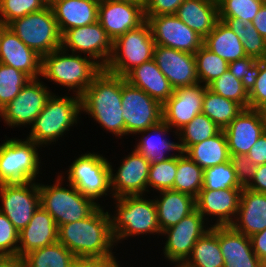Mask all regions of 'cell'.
Listing matches in <instances>:
<instances>
[{
  "instance_id": "obj_24",
  "label": "cell",
  "mask_w": 266,
  "mask_h": 267,
  "mask_svg": "<svg viewBox=\"0 0 266 267\" xmlns=\"http://www.w3.org/2000/svg\"><path fill=\"white\" fill-rule=\"evenodd\" d=\"M58 241V227L50 213L41 206L25 228L19 232L18 255L23 257L33 250Z\"/></svg>"
},
{
  "instance_id": "obj_15",
  "label": "cell",
  "mask_w": 266,
  "mask_h": 267,
  "mask_svg": "<svg viewBox=\"0 0 266 267\" xmlns=\"http://www.w3.org/2000/svg\"><path fill=\"white\" fill-rule=\"evenodd\" d=\"M0 212L20 232L40 206L38 182L0 184Z\"/></svg>"
},
{
  "instance_id": "obj_8",
  "label": "cell",
  "mask_w": 266,
  "mask_h": 267,
  "mask_svg": "<svg viewBox=\"0 0 266 267\" xmlns=\"http://www.w3.org/2000/svg\"><path fill=\"white\" fill-rule=\"evenodd\" d=\"M155 45L150 26L145 20L113 41L112 55L104 69L124 77L134 67L153 59Z\"/></svg>"
},
{
  "instance_id": "obj_36",
  "label": "cell",
  "mask_w": 266,
  "mask_h": 267,
  "mask_svg": "<svg viewBox=\"0 0 266 267\" xmlns=\"http://www.w3.org/2000/svg\"><path fill=\"white\" fill-rule=\"evenodd\" d=\"M204 170L183 152L177 155V171L172 190L196 198L203 188Z\"/></svg>"
},
{
  "instance_id": "obj_44",
  "label": "cell",
  "mask_w": 266,
  "mask_h": 267,
  "mask_svg": "<svg viewBox=\"0 0 266 267\" xmlns=\"http://www.w3.org/2000/svg\"><path fill=\"white\" fill-rule=\"evenodd\" d=\"M177 171V156H172L166 161L151 163L148 176V188L156 192L172 190Z\"/></svg>"
},
{
  "instance_id": "obj_23",
  "label": "cell",
  "mask_w": 266,
  "mask_h": 267,
  "mask_svg": "<svg viewBox=\"0 0 266 267\" xmlns=\"http://www.w3.org/2000/svg\"><path fill=\"white\" fill-rule=\"evenodd\" d=\"M0 63L14 67L31 79L41 77L42 57L27 47L9 27L3 30L0 38Z\"/></svg>"
},
{
  "instance_id": "obj_5",
  "label": "cell",
  "mask_w": 266,
  "mask_h": 267,
  "mask_svg": "<svg viewBox=\"0 0 266 267\" xmlns=\"http://www.w3.org/2000/svg\"><path fill=\"white\" fill-rule=\"evenodd\" d=\"M102 70L93 59L59 48L42 57L41 77L81 96Z\"/></svg>"
},
{
  "instance_id": "obj_2",
  "label": "cell",
  "mask_w": 266,
  "mask_h": 267,
  "mask_svg": "<svg viewBox=\"0 0 266 267\" xmlns=\"http://www.w3.org/2000/svg\"><path fill=\"white\" fill-rule=\"evenodd\" d=\"M81 97V111L91 116L101 128L122 139L125 123L122 107V76L103 69Z\"/></svg>"
},
{
  "instance_id": "obj_58",
  "label": "cell",
  "mask_w": 266,
  "mask_h": 267,
  "mask_svg": "<svg viewBox=\"0 0 266 267\" xmlns=\"http://www.w3.org/2000/svg\"><path fill=\"white\" fill-rule=\"evenodd\" d=\"M113 1L130 2V3L141 5L143 8L146 3V0H113Z\"/></svg>"
},
{
  "instance_id": "obj_41",
  "label": "cell",
  "mask_w": 266,
  "mask_h": 267,
  "mask_svg": "<svg viewBox=\"0 0 266 267\" xmlns=\"http://www.w3.org/2000/svg\"><path fill=\"white\" fill-rule=\"evenodd\" d=\"M207 88L215 94L235 101L244 109L249 108V93L244 88L242 81L233 76L229 69L209 83Z\"/></svg>"
},
{
  "instance_id": "obj_11",
  "label": "cell",
  "mask_w": 266,
  "mask_h": 267,
  "mask_svg": "<svg viewBox=\"0 0 266 267\" xmlns=\"http://www.w3.org/2000/svg\"><path fill=\"white\" fill-rule=\"evenodd\" d=\"M122 107L125 135L145 131L163 120L162 104L122 76Z\"/></svg>"
},
{
  "instance_id": "obj_31",
  "label": "cell",
  "mask_w": 266,
  "mask_h": 267,
  "mask_svg": "<svg viewBox=\"0 0 266 267\" xmlns=\"http://www.w3.org/2000/svg\"><path fill=\"white\" fill-rule=\"evenodd\" d=\"M175 15L204 39L219 20L218 3L211 0H185Z\"/></svg>"
},
{
  "instance_id": "obj_45",
  "label": "cell",
  "mask_w": 266,
  "mask_h": 267,
  "mask_svg": "<svg viewBox=\"0 0 266 267\" xmlns=\"http://www.w3.org/2000/svg\"><path fill=\"white\" fill-rule=\"evenodd\" d=\"M264 2L262 0H220L219 18H240L252 22Z\"/></svg>"
},
{
  "instance_id": "obj_1",
  "label": "cell",
  "mask_w": 266,
  "mask_h": 267,
  "mask_svg": "<svg viewBox=\"0 0 266 267\" xmlns=\"http://www.w3.org/2000/svg\"><path fill=\"white\" fill-rule=\"evenodd\" d=\"M104 208L100 205L87 218L60 225L58 241L76 257L116 258L111 217Z\"/></svg>"
},
{
  "instance_id": "obj_26",
  "label": "cell",
  "mask_w": 266,
  "mask_h": 267,
  "mask_svg": "<svg viewBox=\"0 0 266 267\" xmlns=\"http://www.w3.org/2000/svg\"><path fill=\"white\" fill-rule=\"evenodd\" d=\"M231 226L249 237L264 230L266 228V194L243 187L238 213Z\"/></svg>"
},
{
  "instance_id": "obj_64",
  "label": "cell",
  "mask_w": 266,
  "mask_h": 267,
  "mask_svg": "<svg viewBox=\"0 0 266 267\" xmlns=\"http://www.w3.org/2000/svg\"><path fill=\"white\" fill-rule=\"evenodd\" d=\"M211 1H214V2L218 3L220 0H211Z\"/></svg>"
},
{
  "instance_id": "obj_35",
  "label": "cell",
  "mask_w": 266,
  "mask_h": 267,
  "mask_svg": "<svg viewBox=\"0 0 266 267\" xmlns=\"http://www.w3.org/2000/svg\"><path fill=\"white\" fill-rule=\"evenodd\" d=\"M244 108L233 100L215 94L205 87L202 113L224 130Z\"/></svg>"
},
{
  "instance_id": "obj_21",
  "label": "cell",
  "mask_w": 266,
  "mask_h": 267,
  "mask_svg": "<svg viewBox=\"0 0 266 267\" xmlns=\"http://www.w3.org/2000/svg\"><path fill=\"white\" fill-rule=\"evenodd\" d=\"M153 59L174 89L199 83L194 54L155 45Z\"/></svg>"
},
{
  "instance_id": "obj_60",
  "label": "cell",
  "mask_w": 266,
  "mask_h": 267,
  "mask_svg": "<svg viewBox=\"0 0 266 267\" xmlns=\"http://www.w3.org/2000/svg\"><path fill=\"white\" fill-rule=\"evenodd\" d=\"M7 27L1 20H0V38L2 36L3 30Z\"/></svg>"
},
{
  "instance_id": "obj_29",
  "label": "cell",
  "mask_w": 266,
  "mask_h": 267,
  "mask_svg": "<svg viewBox=\"0 0 266 267\" xmlns=\"http://www.w3.org/2000/svg\"><path fill=\"white\" fill-rule=\"evenodd\" d=\"M171 128L162 120L159 124L137 133L141 134L134 149L144 155L151 163H159L177 156L181 152L179 142H173L166 137ZM165 137V138H164ZM167 152V153H166ZM170 152V154H169ZM171 152H178V154ZM170 155V156H169Z\"/></svg>"
},
{
  "instance_id": "obj_59",
  "label": "cell",
  "mask_w": 266,
  "mask_h": 267,
  "mask_svg": "<svg viewBox=\"0 0 266 267\" xmlns=\"http://www.w3.org/2000/svg\"><path fill=\"white\" fill-rule=\"evenodd\" d=\"M260 114H261L262 121H263V131L266 134V108L260 110Z\"/></svg>"
},
{
  "instance_id": "obj_6",
  "label": "cell",
  "mask_w": 266,
  "mask_h": 267,
  "mask_svg": "<svg viewBox=\"0 0 266 267\" xmlns=\"http://www.w3.org/2000/svg\"><path fill=\"white\" fill-rule=\"evenodd\" d=\"M56 176L53 184L38 183L40 206L51 214L57 227L60 225L79 221L90 216L99 206L92 198L84 196L72 184L63 181L62 173Z\"/></svg>"
},
{
  "instance_id": "obj_10",
  "label": "cell",
  "mask_w": 266,
  "mask_h": 267,
  "mask_svg": "<svg viewBox=\"0 0 266 267\" xmlns=\"http://www.w3.org/2000/svg\"><path fill=\"white\" fill-rule=\"evenodd\" d=\"M67 169L66 182L72 184L84 196L92 198L97 204L102 196L107 197L110 194L112 196L110 164L103 155L88 151L75 158Z\"/></svg>"
},
{
  "instance_id": "obj_42",
  "label": "cell",
  "mask_w": 266,
  "mask_h": 267,
  "mask_svg": "<svg viewBox=\"0 0 266 267\" xmlns=\"http://www.w3.org/2000/svg\"><path fill=\"white\" fill-rule=\"evenodd\" d=\"M30 80L27 74L0 63V110L15 99Z\"/></svg>"
},
{
  "instance_id": "obj_18",
  "label": "cell",
  "mask_w": 266,
  "mask_h": 267,
  "mask_svg": "<svg viewBox=\"0 0 266 267\" xmlns=\"http://www.w3.org/2000/svg\"><path fill=\"white\" fill-rule=\"evenodd\" d=\"M205 85L196 83L174 89L173 95L162 105L163 121L176 134L181 128L202 113Z\"/></svg>"
},
{
  "instance_id": "obj_30",
  "label": "cell",
  "mask_w": 266,
  "mask_h": 267,
  "mask_svg": "<svg viewBox=\"0 0 266 267\" xmlns=\"http://www.w3.org/2000/svg\"><path fill=\"white\" fill-rule=\"evenodd\" d=\"M159 193L154 201L161 231L176 225L196 209L195 198L187 193L174 190Z\"/></svg>"
},
{
  "instance_id": "obj_22",
  "label": "cell",
  "mask_w": 266,
  "mask_h": 267,
  "mask_svg": "<svg viewBox=\"0 0 266 267\" xmlns=\"http://www.w3.org/2000/svg\"><path fill=\"white\" fill-rule=\"evenodd\" d=\"M230 155H247L264 133L260 110L247 108L223 130Z\"/></svg>"
},
{
  "instance_id": "obj_46",
  "label": "cell",
  "mask_w": 266,
  "mask_h": 267,
  "mask_svg": "<svg viewBox=\"0 0 266 267\" xmlns=\"http://www.w3.org/2000/svg\"><path fill=\"white\" fill-rule=\"evenodd\" d=\"M46 6L44 0H0V20L8 25L11 21Z\"/></svg>"
},
{
  "instance_id": "obj_38",
  "label": "cell",
  "mask_w": 266,
  "mask_h": 267,
  "mask_svg": "<svg viewBox=\"0 0 266 267\" xmlns=\"http://www.w3.org/2000/svg\"><path fill=\"white\" fill-rule=\"evenodd\" d=\"M224 21L240 38L247 56L257 60L266 59V39L263 38L252 22H244L240 18H219Z\"/></svg>"
},
{
  "instance_id": "obj_55",
  "label": "cell",
  "mask_w": 266,
  "mask_h": 267,
  "mask_svg": "<svg viewBox=\"0 0 266 267\" xmlns=\"http://www.w3.org/2000/svg\"><path fill=\"white\" fill-rule=\"evenodd\" d=\"M252 249L261 262L266 261V228L250 236Z\"/></svg>"
},
{
  "instance_id": "obj_48",
  "label": "cell",
  "mask_w": 266,
  "mask_h": 267,
  "mask_svg": "<svg viewBox=\"0 0 266 267\" xmlns=\"http://www.w3.org/2000/svg\"><path fill=\"white\" fill-rule=\"evenodd\" d=\"M19 231L0 212V255H18Z\"/></svg>"
},
{
  "instance_id": "obj_17",
  "label": "cell",
  "mask_w": 266,
  "mask_h": 267,
  "mask_svg": "<svg viewBox=\"0 0 266 267\" xmlns=\"http://www.w3.org/2000/svg\"><path fill=\"white\" fill-rule=\"evenodd\" d=\"M145 20L156 45L192 54L203 45L204 39L175 14L145 17Z\"/></svg>"
},
{
  "instance_id": "obj_49",
  "label": "cell",
  "mask_w": 266,
  "mask_h": 267,
  "mask_svg": "<svg viewBox=\"0 0 266 267\" xmlns=\"http://www.w3.org/2000/svg\"><path fill=\"white\" fill-rule=\"evenodd\" d=\"M249 93V108L262 110L266 108V59H261V69L254 87Z\"/></svg>"
},
{
  "instance_id": "obj_12",
  "label": "cell",
  "mask_w": 266,
  "mask_h": 267,
  "mask_svg": "<svg viewBox=\"0 0 266 267\" xmlns=\"http://www.w3.org/2000/svg\"><path fill=\"white\" fill-rule=\"evenodd\" d=\"M61 48L69 53H83L104 69L112 55L113 41L99 21H96L66 30L61 35Z\"/></svg>"
},
{
  "instance_id": "obj_54",
  "label": "cell",
  "mask_w": 266,
  "mask_h": 267,
  "mask_svg": "<svg viewBox=\"0 0 266 267\" xmlns=\"http://www.w3.org/2000/svg\"><path fill=\"white\" fill-rule=\"evenodd\" d=\"M245 188L266 194V164L256 166L255 174Z\"/></svg>"
},
{
  "instance_id": "obj_52",
  "label": "cell",
  "mask_w": 266,
  "mask_h": 267,
  "mask_svg": "<svg viewBox=\"0 0 266 267\" xmlns=\"http://www.w3.org/2000/svg\"><path fill=\"white\" fill-rule=\"evenodd\" d=\"M118 258L76 257L71 267H118Z\"/></svg>"
},
{
  "instance_id": "obj_28",
  "label": "cell",
  "mask_w": 266,
  "mask_h": 267,
  "mask_svg": "<svg viewBox=\"0 0 266 267\" xmlns=\"http://www.w3.org/2000/svg\"><path fill=\"white\" fill-rule=\"evenodd\" d=\"M100 0H58L50 5L61 35L68 29L98 21Z\"/></svg>"
},
{
  "instance_id": "obj_33",
  "label": "cell",
  "mask_w": 266,
  "mask_h": 267,
  "mask_svg": "<svg viewBox=\"0 0 266 267\" xmlns=\"http://www.w3.org/2000/svg\"><path fill=\"white\" fill-rule=\"evenodd\" d=\"M184 154L203 170L230 160L227 138L223 130L207 140L190 146Z\"/></svg>"
},
{
  "instance_id": "obj_39",
  "label": "cell",
  "mask_w": 266,
  "mask_h": 267,
  "mask_svg": "<svg viewBox=\"0 0 266 267\" xmlns=\"http://www.w3.org/2000/svg\"><path fill=\"white\" fill-rule=\"evenodd\" d=\"M221 129L205 114H197L192 121L181 128L175 135L181 152L216 135Z\"/></svg>"
},
{
  "instance_id": "obj_16",
  "label": "cell",
  "mask_w": 266,
  "mask_h": 267,
  "mask_svg": "<svg viewBox=\"0 0 266 267\" xmlns=\"http://www.w3.org/2000/svg\"><path fill=\"white\" fill-rule=\"evenodd\" d=\"M110 164V188L112 199L122 196L144 195L148 189V176L151 162L135 149L121 159L118 170ZM114 171V172H113Z\"/></svg>"
},
{
  "instance_id": "obj_50",
  "label": "cell",
  "mask_w": 266,
  "mask_h": 267,
  "mask_svg": "<svg viewBox=\"0 0 266 267\" xmlns=\"http://www.w3.org/2000/svg\"><path fill=\"white\" fill-rule=\"evenodd\" d=\"M229 161L235 170L237 181L242 187H246L255 174L256 165L247 155H230Z\"/></svg>"
},
{
  "instance_id": "obj_9",
  "label": "cell",
  "mask_w": 266,
  "mask_h": 267,
  "mask_svg": "<svg viewBox=\"0 0 266 267\" xmlns=\"http://www.w3.org/2000/svg\"><path fill=\"white\" fill-rule=\"evenodd\" d=\"M7 27L41 57L61 48V33L50 6L17 18Z\"/></svg>"
},
{
  "instance_id": "obj_34",
  "label": "cell",
  "mask_w": 266,
  "mask_h": 267,
  "mask_svg": "<svg viewBox=\"0 0 266 267\" xmlns=\"http://www.w3.org/2000/svg\"><path fill=\"white\" fill-rule=\"evenodd\" d=\"M187 267H224V258L219 246L218 226L211 227L193 246Z\"/></svg>"
},
{
  "instance_id": "obj_7",
  "label": "cell",
  "mask_w": 266,
  "mask_h": 267,
  "mask_svg": "<svg viewBox=\"0 0 266 267\" xmlns=\"http://www.w3.org/2000/svg\"><path fill=\"white\" fill-rule=\"evenodd\" d=\"M5 140L0 144V184L38 180L42 167L38 149L42 147L27 138Z\"/></svg>"
},
{
  "instance_id": "obj_57",
  "label": "cell",
  "mask_w": 266,
  "mask_h": 267,
  "mask_svg": "<svg viewBox=\"0 0 266 267\" xmlns=\"http://www.w3.org/2000/svg\"><path fill=\"white\" fill-rule=\"evenodd\" d=\"M0 267H26V264L19 255H0Z\"/></svg>"
},
{
  "instance_id": "obj_63",
  "label": "cell",
  "mask_w": 266,
  "mask_h": 267,
  "mask_svg": "<svg viewBox=\"0 0 266 267\" xmlns=\"http://www.w3.org/2000/svg\"><path fill=\"white\" fill-rule=\"evenodd\" d=\"M174 267H187L184 264H175Z\"/></svg>"
},
{
  "instance_id": "obj_40",
  "label": "cell",
  "mask_w": 266,
  "mask_h": 267,
  "mask_svg": "<svg viewBox=\"0 0 266 267\" xmlns=\"http://www.w3.org/2000/svg\"><path fill=\"white\" fill-rule=\"evenodd\" d=\"M199 83L207 86L228 69V62L202 45L194 54Z\"/></svg>"
},
{
  "instance_id": "obj_19",
  "label": "cell",
  "mask_w": 266,
  "mask_h": 267,
  "mask_svg": "<svg viewBox=\"0 0 266 267\" xmlns=\"http://www.w3.org/2000/svg\"><path fill=\"white\" fill-rule=\"evenodd\" d=\"M243 188L222 190L201 189L195 198L196 210L208 221L211 227L231 226L237 216L240 196ZM214 223V224H213Z\"/></svg>"
},
{
  "instance_id": "obj_37",
  "label": "cell",
  "mask_w": 266,
  "mask_h": 267,
  "mask_svg": "<svg viewBox=\"0 0 266 267\" xmlns=\"http://www.w3.org/2000/svg\"><path fill=\"white\" fill-rule=\"evenodd\" d=\"M75 258L59 241L23 256L26 267H71Z\"/></svg>"
},
{
  "instance_id": "obj_25",
  "label": "cell",
  "mask_w": 266,
  "mask_h": 267,
  "mask_svg": "<svg viewBox=\"0 0 266 267\" xmlns=\"http://www.w3.org/2000/svg\"><path fill=\"white\" fill-rule=\"evenodd\" d=\"M219 246L224 267H259L260 259L252 249L250 237L232 226H218Z\"/></svg>"
},
{
  "instance_id": "obj_56",
  "label": "cell",
  "mask_w": 266,
  "mask_h": 267,
  "mask_svg": "<svg viewBox=\"0 0 266 267\" xmlns=\"http://www.w3.org/2000/svg\"><path fill=\"white\" fill-rule=\"evenodd\" d=\"M259 34L266 39V3L262 5L252 21Z\"/></svg>"
},
{
  "instance_id": "obj_61",
  "label": "cell",
  "mask_w": 266,
  "mask_h": 267,
  "mask_svg": "<svg viewBox=\"0 0 266 267\" xmlns=\"http://www.w3.org/2000/svg\"><path fill=\"white\" fill-rule=\"evenodd\" d=\"M45 1V4L47 5V6H50V5H52L54 2H56V1H58V0H44Z\"/></svg>"
},
{
  "instance_id": "obj_14",
  "label": "cell",
  "mask_w": 266,
  "mask_h": 267,
  "mask_svg": "<svg viewBox=\"0 0 266 267\" xmlns=\"http://www.w3.org/2000/svg\"><path fill=\"white\" fill-rule=\"evenodd\" d=\"M52 94L40 78L30 80L18 96L0 110L1 120L11 128L32 126Z\"/></svg>"
},
{
  "instance_id": "obj_27",
  "label": "cell",
  "mask_w": 266,
  "mask_h": 267,
  "mask_svg": "<svg viewBox=\"0 0 266 267\" xmlns=\"http://www.w3.org/2000/svg\"><path fill=\"white\" fill-rule=\"evenodd\" d=\"M124 77L129 84L143 90L162 105L173 95L174 88L154 59L134 67Z\"/></svg>"
},
{
  "instance_id": "obj_13",
  "label": "cell",
  "mask_w": 266,
  "mask_h": 267,
  "mask_svg": "<svg viewBox=\"0 0 266 267\" xmlns=\"http://www.w3.org/2000/svg\"><path fill=\"white\" fill-rule=\"evenodd\" d=\"M205 222L203 216L195 209L176 225L162 231L161 236H166V241L163 243L166 261H169L171 265L183 264L190 256L198 239L211 229V224Z\"/></svg>"
},
{
  "instance_id": "obj_32",
  "label": "cell",
  "mask_w": 266,
  "mask_h": 267,
  "mask_svg": "<svg viewBox=\"0 0 266 267\" xmlns=\"http://www.w3.org/2000/svg\"><path fill=\"white\" fill-rule=\"evenodd\" d=\"M203 45L228 63L245 58L240 38L222 20H218L214 29L204 38Z\"/></svg>"
},
{
  "instance_id": "obj_4",
  "label": "cell",
  "mask_w": 266,
  "mask_h": 267,
  "mask_svg": "<svg viewBox=\"0 0 266 267\" xmlns=\"http://www.w3.org/2000/svg\"><path fill=\"white\" fill-rule=\"evenodd\" d=\"M81 113L79 95L74 93L71 96H57L53 93L36 117L26 138L44 148L52 142L55 144L73 126L78 125Z\"/></svg>"
},
{
  "instance_id": "obj_47",
  "label": "cell",
  "mask_w": 266,
  "mask_h": 267,
  "mask_svg": "<svg viewBox=\"0 0 266 267\" xmlns=\"http://www.w3.org/2000/svg\"><path fill=\"white\" fill-rule=\"evenodd\" d=\"M228 69L233 76L242 81L244 88L249 92L254 87L259 75L261 60L246 56L228 63Z\"/></svg>"
},
{
  "instance_id": "obj_53",
  "label": "cell",
  "mask_w": 266,
  "mask_h": 267,
  "mask_svg": "<svg viewBox=\"0 0 266 267\" xmlns=\"http://www.w3.org/2000/svg\"><path fill=\"white\" fill-rule=\"evenodd\" d=\"M254 165L266 164V134L263 133L247 154Z\"/></svg>"
},
{
  "instance_id": "obj_51",
  "label": "cell",
  "mask_w": 266,
  "mask_h": 267,
  "mask_svg": "<svg viewBox=\"0 0 266 267\" xmlns=\"http://www.w3.org/2000/svg\"><path fill=\"white\" fill-rule=\"evenodd\" d=\"M185 0H146L144 16H160L176 14L177 9Z\"/></svg>"
},
{
  "instance_id": "obj_3",
  "label": "cell",
  "mask_w": 266,
  "mask_h": 267,
  "mask_svg": "<svg viewBox=\"0 0 266 267\" xmlns=\"http://www.w3.org/2000/svg\"><path fill=\"white\" fill-rule=\"evenodd\" d=\"M147 197L135 195L114 198L115 210L110 217L116 245L129 237L161 235L155 201Z\"/></svg>"
},
{
  "instance_id": "obj_43",
  "label": "cell",
  "mask_w": 266,
  "mask_h": 267,
  "mask_svg": "<svg viewBox=\"0 0 266 267\" xmlns=\"http://www.w3.org/2000/svg\"><path fill=\"white\" fill-rule=\"evenodd\" d=\"M229 188H243L237 181L235 170L230 161L204 169L202 189L222 190Z\"/></svg>"
},
{
  "instance_id": "obj_62",
  "label": "cell",
  "mask_w": 266,
  "mask_h": 267,
  "mask_svg": "<svg viewBox=\"0 0 266 267\" xmlns=\"http://www.w3.org/2000/svg\"><path fill=\"white\" fill-rule=\"evenodd\" d=\"M259 267H266V261L261 262Z\"/></svg>"
},
{
  "instance_id": "obj_20",
  "label": "cell",
  "mask_w": 266,
  "mask_h": 267,
  "mask_svg": "<svg viewBox=\"0 0 266 267\" xmlns=\"http://www.w3.org/2000/svg\"><path fill=\"white\" fill-rule=\"evenodd\" d=\"M98 21L114 41L118 36L137 28L145 21L141 5L113 0H100Z\"/></svg>"
}]
</instances>
